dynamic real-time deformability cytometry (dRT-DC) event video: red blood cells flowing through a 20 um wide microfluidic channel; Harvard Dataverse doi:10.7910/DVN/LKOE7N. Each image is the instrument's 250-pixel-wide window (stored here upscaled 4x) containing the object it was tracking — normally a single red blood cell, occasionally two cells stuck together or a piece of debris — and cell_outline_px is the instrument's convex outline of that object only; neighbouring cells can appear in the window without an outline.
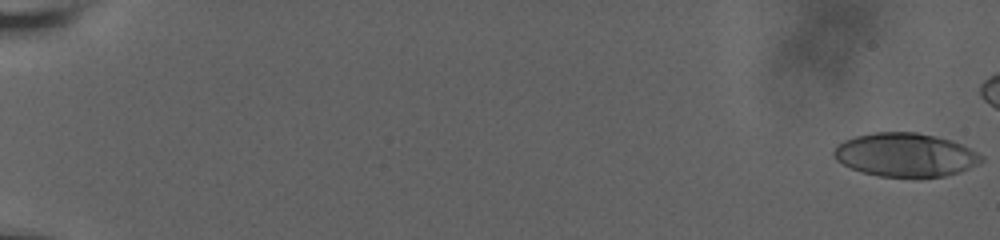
{"species": "human", "species_latin": "Homo sapiens", "temperature_condition": "room temperature", "stored_images_in_passage": 57, "camera_frame_rate_fps": 3000, "um_per_image_px": 0.085, "donor": {"sex": "male"}, "frame": {"image": 1, "passage_image": 1, "time_ms": 0.0, "image_size_px": [1000, 240], "cell_outline_px": [[984, 160], [980, 164], [960, 172], [944, 176], [880, 176], [864, 172], [852, 168], [836, 160], [832, 152], [836, 144], [844, 140], [856, 136], [872, 132], [916, 132], [936, 136], [952, 140], [984, 156]], "centroid_in_image_um": [76.96, 13.15], "position_along_channel_um": 8.0, "area_um2": 37.34}}
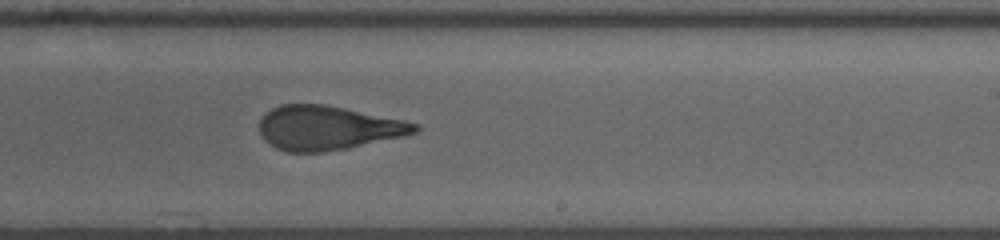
{"frame": {"image": 2, "passage_image": 40, "time_ms": 13.0, "image_size_px": [1000, 240], "cell_outline_px": [[420, 128], [416, 132], [400, 136], [348, 148], [324, 152], [288, 152], [276, 148], [264, 140], [260, 136], [260, 120], [272, 108], [280, 104], [324, 104], [404, 120], [420, 124]], "centroid_in_image_um": [27.83, 10.87], "position_along_channel_um": 261.2, "area_um2": 39.71}}
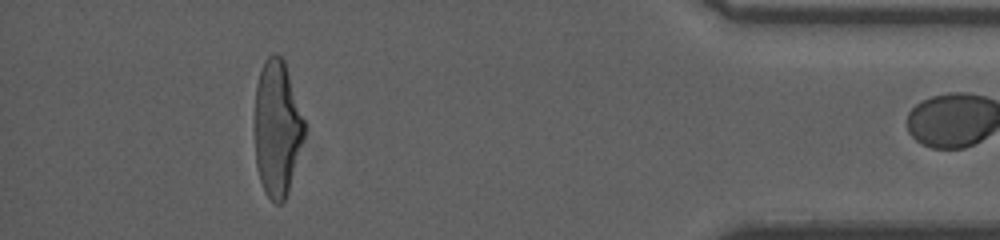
{"frame": {"image": 3, "passage_image": 56, "time_ms": 18.333, "image_size_px": [1000, 240], "cell_outline_px": [[304, 136], [288, 192], [284, 200], [280, 204], [276, 204], [264, 192], [256, 168], [256, 84], [264, 60], [272, 52], [276, 52], [284, 60], [304, 120]], "centroid_in_image_um": [23.55, 10.9], "position_along_channel_um": 411.6, "area_um2": 38.78}}